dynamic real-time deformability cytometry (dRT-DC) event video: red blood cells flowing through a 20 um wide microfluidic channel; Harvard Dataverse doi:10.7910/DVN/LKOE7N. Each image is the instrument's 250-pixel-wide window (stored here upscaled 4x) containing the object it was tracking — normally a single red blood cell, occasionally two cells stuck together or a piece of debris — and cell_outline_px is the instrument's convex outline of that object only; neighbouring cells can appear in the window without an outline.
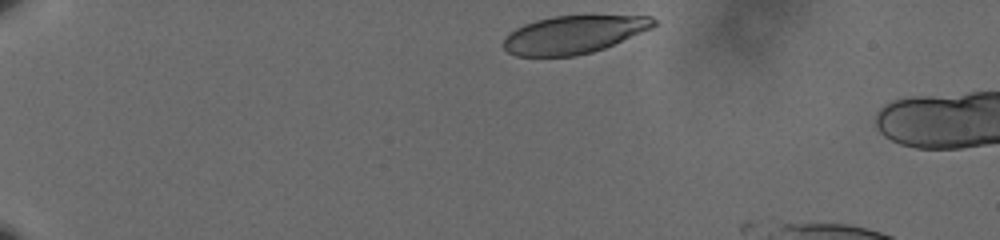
{"species": "human", "species_latin": "Homo sapiens", "temperature_condition": "cold", "stored_images_in_passage": 7, "camera_frame_rate_fps": 3000, "um_per_image_px": 0.085, "donor": {"sex": "male"}, "frame": {"image": 1, "passage_image": 1, "time_ms": 0.0, "image_size_px": [1000, 240], "cell_outline_px": [[656, 24], [652, 28], [604, 48], [592, 52], [576, 56], [516, 56], [508, 52], [500, 44], [504, 36], [516, 28], [524, 24], [536, 20], [552, 16], [652, 16], [656, 20]], "centroid_in_image_um": [48.71, 2.94], "position_along_channel_um": 36.3, "area_um2": 33.18}}